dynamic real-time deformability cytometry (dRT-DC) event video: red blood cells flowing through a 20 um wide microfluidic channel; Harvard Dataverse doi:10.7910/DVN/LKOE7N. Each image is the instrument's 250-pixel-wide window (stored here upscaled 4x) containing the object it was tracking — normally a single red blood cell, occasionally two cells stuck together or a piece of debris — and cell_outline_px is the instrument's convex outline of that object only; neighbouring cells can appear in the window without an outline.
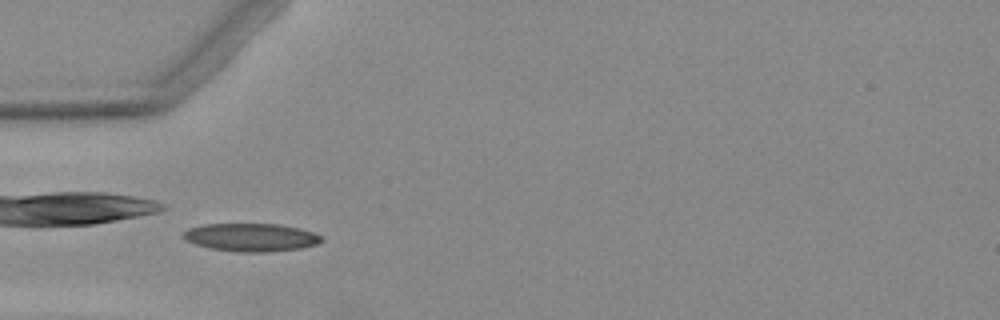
{"species": "Egyptian fruit bat (a non-hibernating species)", "species_latin": "Rousettus aegyptiacus", "temperature_condition": "warm", "stored_images_in_passage": 6, "camera_frame_rate_fps": 3000, "um_per_image_px": 0.085, "animal": {"sex": "female"}, "frame": {"image": 1, "passage_image": 5, "time_ms": 4.667, "image_size_px": [1000, 320], "cell_outline_px": [[324, 240], [316, 244], [300, 248], [272, 252], [236, 252], [212, 248], [196, 244], [184, 240], [180, 236], [188, 228], [204, 224], [276, 224], [296, 228], [312, 232], [320, 236]], "centroid_in_image_um": [21.29, 20.18], "position_along_channel_um": 63.7, "area_um2": 22.48}}
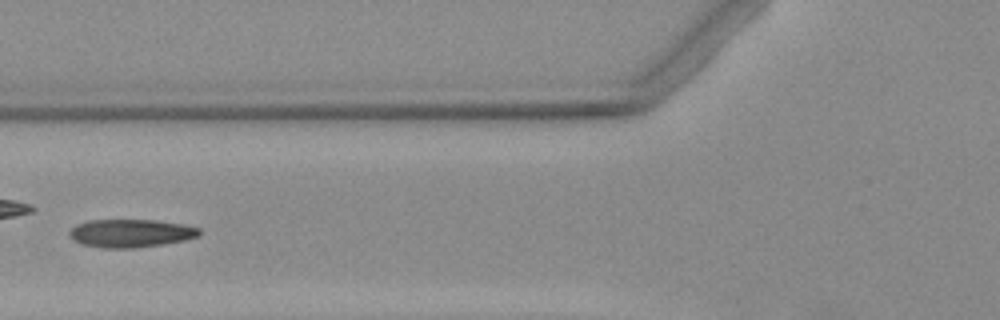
{"frame": {"image": 2, "passage_image": 6, "time_ms": 6.0, "image_size_px": [1000, 320], "cell_outline_px": [[200, 236], [184, 240], [136, 248], [104, 248], [84, 244], [72, 240], [68, 232], [76, 224], [92, 220], [152, 220], [184, 224], [200, 228]], "centroid_in_image_um": [11.12, 19.82], "position_along_channel_um": 114.7, "area_um2": 21.15}}